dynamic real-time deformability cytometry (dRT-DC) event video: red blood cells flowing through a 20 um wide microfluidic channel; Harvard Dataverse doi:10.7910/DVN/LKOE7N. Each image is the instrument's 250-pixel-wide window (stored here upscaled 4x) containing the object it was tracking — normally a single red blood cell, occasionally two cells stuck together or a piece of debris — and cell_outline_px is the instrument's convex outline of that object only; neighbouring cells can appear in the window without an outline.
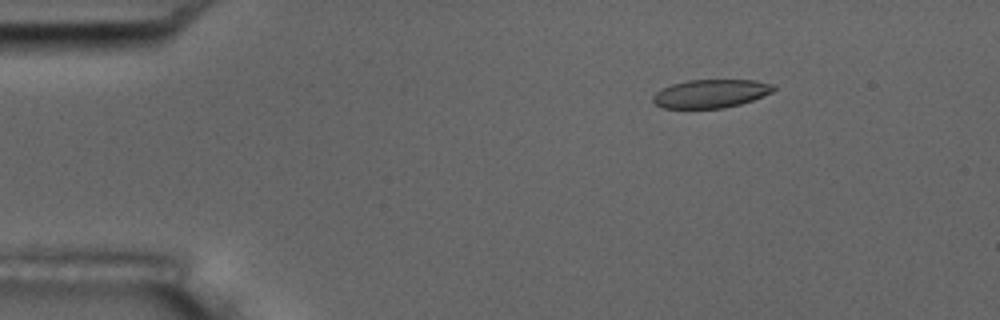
{"species": "common noctule bat (a hibernating species)", "species_latin": "Nyctalus noctula", "temperature_condition": "room temperature", "stored_images_in_passage": 4, "camera_frame_rate_fps": 3000, "um_per_image_px": 0.085, "animal": {"sex": "male", "body_mass_g": 17.5, "forearm_length_mm": 52.3}, "frame": {"image": 1, "passage_image": 2, "time_ms": 1.333, "image_size_px": [1000, 320], "cell_outline_px": [[776, 88], [772, 92], [764, 96], [740, 104], [724, 108], [664, 108], [656, 104], [652, 100], [652, 96], [656, 92], [672, 84], [688, 80], [756, 80], [776, 84]], "centroid_in_image_um": [60.46, 7.95], "position_along_channel_um": 24.5, "area_um2": 20.0}}